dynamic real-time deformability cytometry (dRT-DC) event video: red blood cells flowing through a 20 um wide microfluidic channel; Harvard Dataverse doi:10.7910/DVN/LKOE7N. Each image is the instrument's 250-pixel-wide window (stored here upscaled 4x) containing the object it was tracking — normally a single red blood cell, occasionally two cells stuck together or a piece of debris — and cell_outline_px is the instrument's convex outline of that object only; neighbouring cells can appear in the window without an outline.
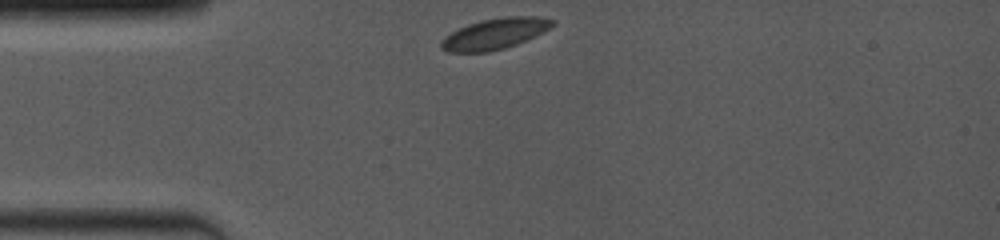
{"species": "common noctule bat (a hibernating species)", "species_latin": "Nyctalus noctula", "temperature_condition": "room temperature", "stored_images_in_passage": 3, "camera_frame_rate_fps": 4000, "um_per_image_px": 0.085, "animal": {"sex": "female", "body_mass_g": 19.0, "forearm_length_mm": 53.3}, "frame": {"image": 1, "passage_image": 1, "time_ms": 0.0, "image_size_px": [1000, 240], "cell_outline_px": [[556, 24], [536, 36], [516, 44], [504, 48], [488, 52], [448, 52], [440, 48], [440, 40], [444, 36], [468, 24], [480, 20], [504, 16], [536, 16], [556, 20]], "centroid_in_image_um": [42.06, 2.86], "position_along_channel_um": 42.9, "area_um2": 20.17}}
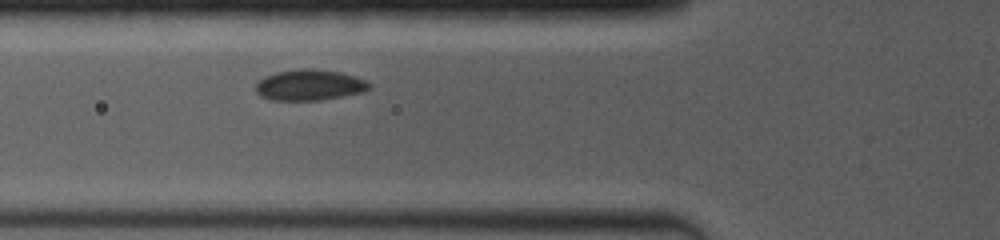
{"frame": {"image": 2, "passage_image": 3, "time_ms": 2.0, "image_size_px": [1000, 240], "cell_outline_px": [[372, 88], [364, 92], [320, 100], [272, 100], [260, 96], [256, 92], [256, 84], [264, 76], [276, 72], [304, 68], [312, 68], [340, 72], [364, 80], [372, 84]], "centroid_in_image_um": [26.31, 7.23], "position_along_channel_um": 99.5, "area_um2": 20.4}}